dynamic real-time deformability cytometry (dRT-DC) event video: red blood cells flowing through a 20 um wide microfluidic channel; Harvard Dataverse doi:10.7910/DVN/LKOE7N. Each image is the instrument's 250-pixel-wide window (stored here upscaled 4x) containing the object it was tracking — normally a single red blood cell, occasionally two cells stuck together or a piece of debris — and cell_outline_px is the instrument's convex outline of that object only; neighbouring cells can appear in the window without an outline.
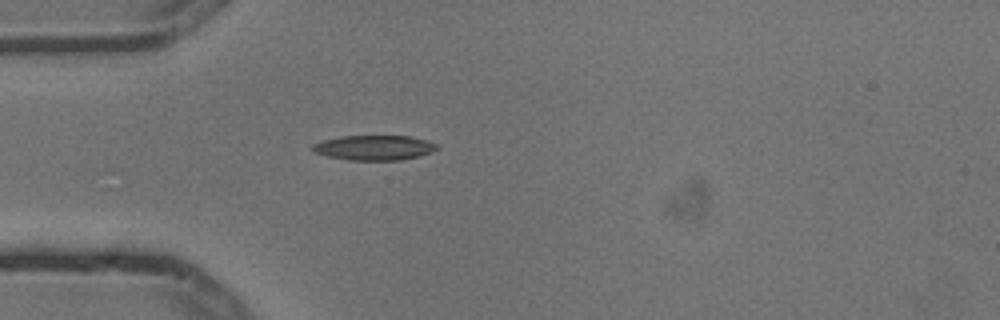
{"species": "common noctule bat (a hibernating species)", "species_latin": "Nyctalus noctula", "temperature_condition": "cold", "stored_images_in_passage": 1, "camera_frame_rate_fps": 3000, "um_per_image_px": 0.085, "animal": {"sex": "male", "body_mass_g": 13.3}, "frame": {"image": 1, "passage_image": 1, "time_ms": 0.0, "image_size_px": [1000, 320], "cell_outline_px": [[440, 148], [432, 152], [420, 156], [400, 160], [348, 160], [328, 156], [312, 152], [312, 144], [324, 140], [344, 136], [412, 136], [428, 140], [436, 144]], "centroid_in_image_um": [31.84, 12.55], "position_along_channel_um": 53.2, "area_um2": 18.15}}